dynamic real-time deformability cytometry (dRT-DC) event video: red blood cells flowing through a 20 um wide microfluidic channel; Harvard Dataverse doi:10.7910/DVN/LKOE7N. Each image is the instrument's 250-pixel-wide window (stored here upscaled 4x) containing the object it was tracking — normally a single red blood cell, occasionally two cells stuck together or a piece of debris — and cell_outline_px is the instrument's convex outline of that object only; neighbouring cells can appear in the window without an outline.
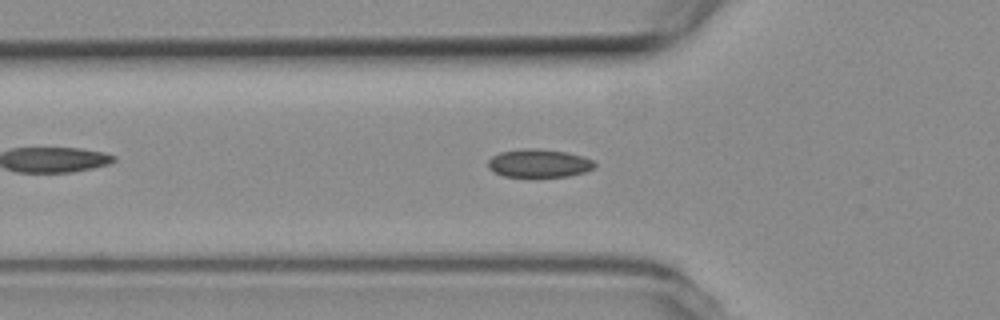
{"species": "common noctule bat (a hibernating species)", "species_latin": "Nyctalus noctula", "temperature_condition": "room temperature", "stored_images_in_passage": 56, "camera_frame_rate_fps": 3000, "um_per_image_px": 0.085, "animal": {"sex": "female", "body_mass_g": 19.3, "forearm_length_mm": 54.1}, "frame": {"image": 1, "passage_image": 18, "time_ms": 5.667, "image_size_px": [1000, 320], "cell_outline_px": [[596, 168], [584, 172], [568, 176], [532, 180], [504, 176], [488, 168], [488, 160], [492, 156], [500, 152], [524, 148], [532, 148], [568, 152], [592, 160], [596, 164]], "centroid_in_image_um": [45.8, 13.93], "position_along_channel_um": 80.0, "area_um2": 18.26}}
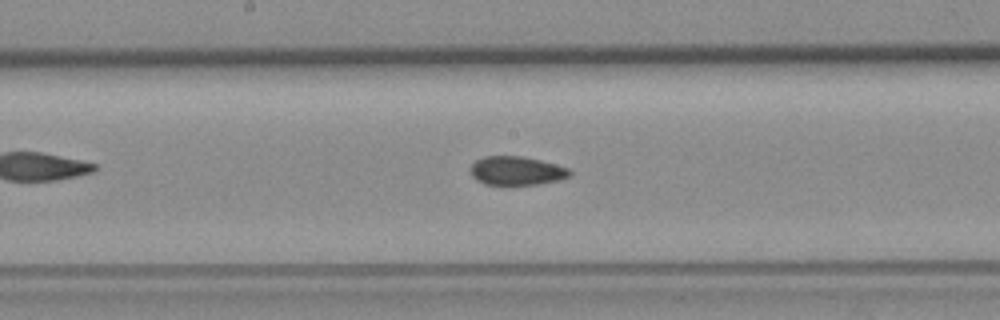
{"frame": {"image": 2, "passage_image": 28, "time_ms": 9.0, "image_size_px": [1000, 320], "cell_outline_px": [[572, 176], [560, 180], [540, 184], [504, 188], [484, 184], [476, 180], [472, 176], [468, 168], [476, 160], [484, 156], [520, 156], [540, 160], [556, 164], [568, 168], [572, 172]], "centroid_in_image_um": [43.88, 14.57], "position_along_channel_um": 204.3, "area_um2": 17.57}}
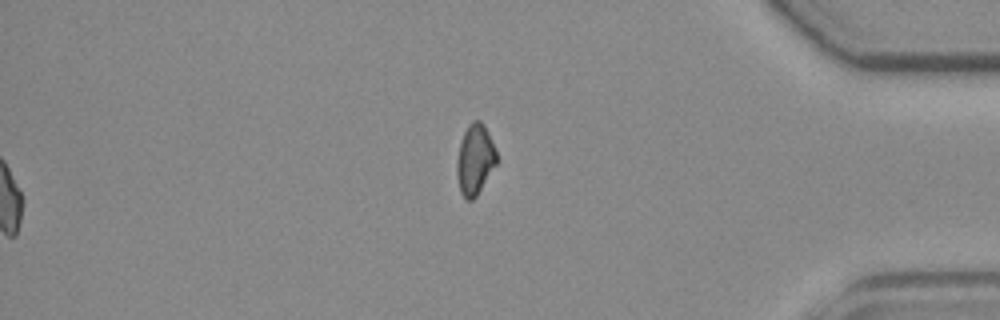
{"frame": {"image": 3, "passage_image": 56, "time_ms": 18.333, "image_size_px": [1000, 320], "cell_outline_px": [[496, 164], [476, 196], [472, 200], [468, 200], [460, 192], [456, 172], [456, 164], [460, 144], [464, 132], [468, 124], [472, 120], [480, 120], [484, 124], [488, 132], [496, 152]], "centroid_in_image_um": [40.36, 13.54], "position_along_channel_um": 394.8, "area_um2": 16.07}, "authors_computed_cell_mechanics": {"area_um2": 17.1955, "velocity_mm_per_s": 3.708, "shape_relaxation_time_tau1_ms": null, "shape_relaxation_time_tau2_ms": 2.1324, "deformation_change_tau1": null, "deformation_change_tau2": 0.0625}}